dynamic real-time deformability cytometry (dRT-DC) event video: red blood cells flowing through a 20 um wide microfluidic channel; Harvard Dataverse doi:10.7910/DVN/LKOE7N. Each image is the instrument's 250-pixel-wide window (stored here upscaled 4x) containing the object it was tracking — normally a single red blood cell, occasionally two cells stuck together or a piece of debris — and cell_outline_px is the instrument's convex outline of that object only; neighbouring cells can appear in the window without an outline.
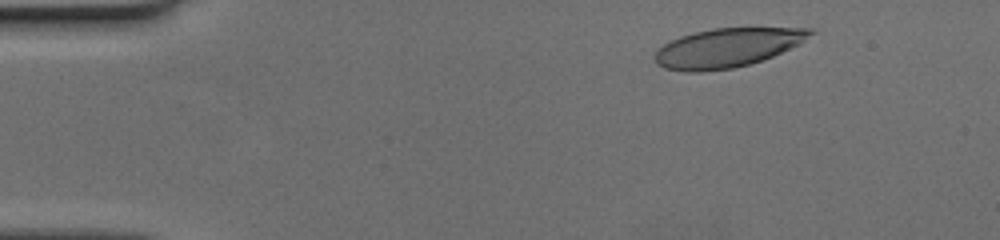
{"species": "human", "species_latin": "Homo sapiens", "temperature_condition": "cold", "stored_images_in_passage": 51, "camera_frame_rate_fps": 3000, "um_per_image_px": 0.085, "donor": {"sex": "female"}, "frame": {"image": 1, "passage_image": 6, "time_ms": 1.667, "image_size_px": [1000, 240], "cell_outline_px": [[816, 32], [800, 44], [772, 56], [748, 64], [732, 68], [700, 72], [684, 72], [664, 68], [656, 64], [652, 56], [664, 44], [680, 36], [712, 28], [812, 28]], "centroid_in_image_um": [61.8, 4.06], "position_along_channel_um": 23.2, "area_um2": 35.26}}
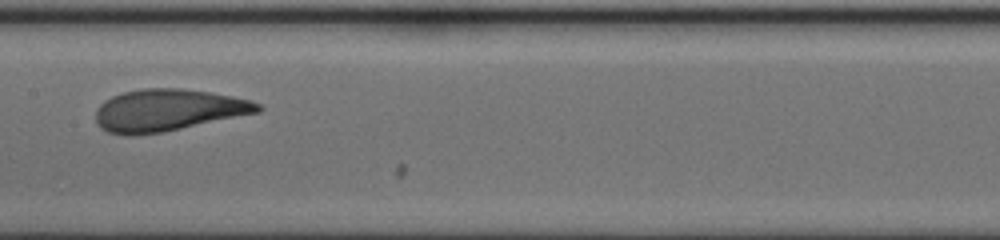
{"frame": {"image": 2, "passage_image": 26, "time_ms": 8.333, "image_size_px": [1000, 240], "cell_outline_px": [[264, 108], [260, 112], [160, 132], [132, 136], [128, 136], [108, 132], [100, 128], [96, 124], [96, 108], [104, 100], [112, 96], [124, 92], [144, 88], [180, 88], [208, 92], [232, 96], [252, 100], [260, 104]], "centroid_in_image_um": [14.25, 9.36], "position_along_channel_um": 193.1, "area_um2": 39.54}}
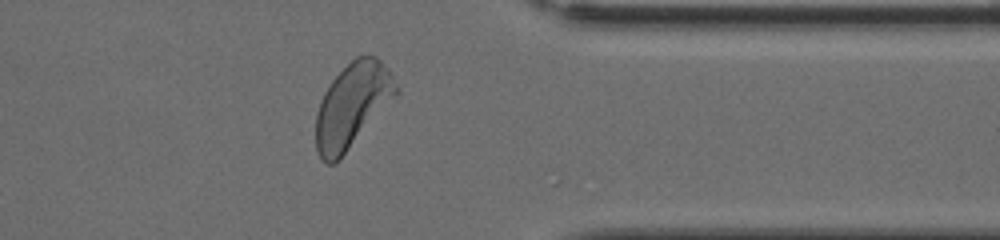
{"frame": {"image": 3, "passage_image": 41, "time_ms": 13.333, "image_size_px": [1000, 240], "cell_outline_px": [[400, 96], [340, 160], [332, 164], [324, 164], [316, 152], [316, 112], [320, 100], [324, 92], [332, 80], [356, 56], [376, 56], [388, 68], [400, 88]], "centroid_in_image_um": [30.0, 9.01], "position_along_channel_um": 381.4, "area_um2": 40.63}}